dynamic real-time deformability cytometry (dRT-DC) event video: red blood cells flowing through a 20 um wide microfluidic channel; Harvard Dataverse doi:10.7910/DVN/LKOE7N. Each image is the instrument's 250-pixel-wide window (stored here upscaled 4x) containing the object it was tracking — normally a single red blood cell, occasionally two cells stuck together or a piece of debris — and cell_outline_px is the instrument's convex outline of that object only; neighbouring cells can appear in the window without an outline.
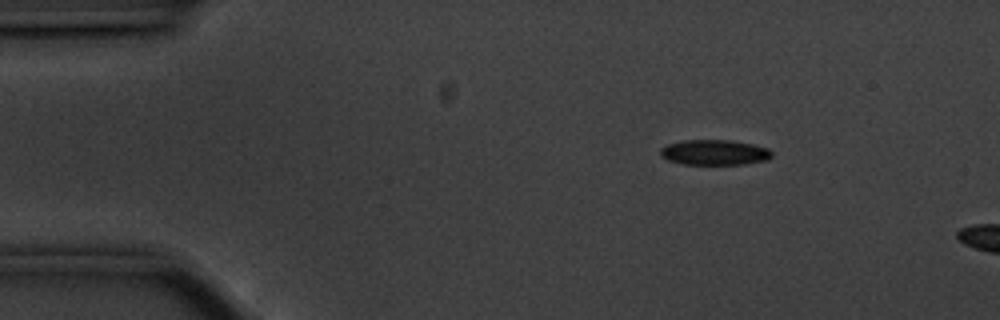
{"species": "common noctule bat (a hibernating species)", "species_latin": "Nyctalus noctula", "temperature_condition": "cold", "stored_images_in_passage": 47, "camera_frame_rate_fps": 3000, "um_per_image_px": 0.085, "animal": {"sex": "male", "body_mass_g": 20.1, "forearm_length_mm": 53.5}, "frame": {"image": 1, "passage_image": 1, "time_ms": 0.0, "image_size_px": [1000, 320], "cell_outline_px": [[772, 156], [768, 160], [744, 164], [680, 164], [668, 160], [660, 156], [660, 148], [668, 144], [684, 140], [732, 140], [752, 144], [768, 148], [772, 152]], "centroid_in_image_um": [60.73, 12.95], "position_along_channel_um": 24.3, "area_um2": 16.53}}
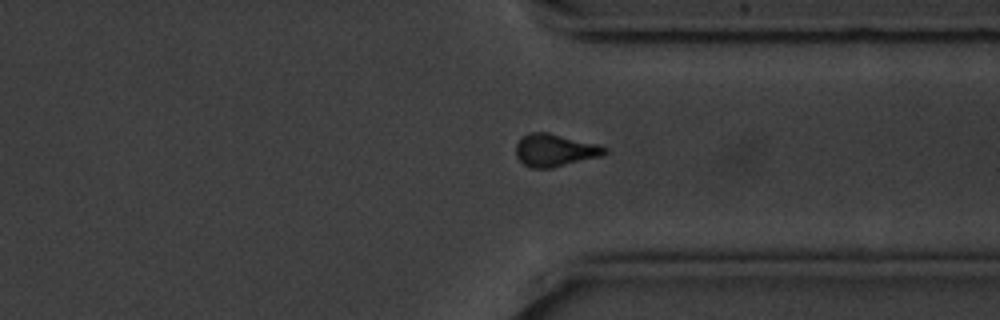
{"frame": {"image": 2, "passage_image": 35, "time_ms": 11.333, "image_size_px": [1000, 320], "cell_outline_px": [[608, 152], [600, 156], [552, 168], [532, 168], [524, 164], [516, 156], [516, 144], [528, 132], [548, 132], [600, 144], [608, 148]], "centroid_in_image_um": [47.19, 12.76], "position_along_channel_um": 364.2, "area_um2": 16.88}}
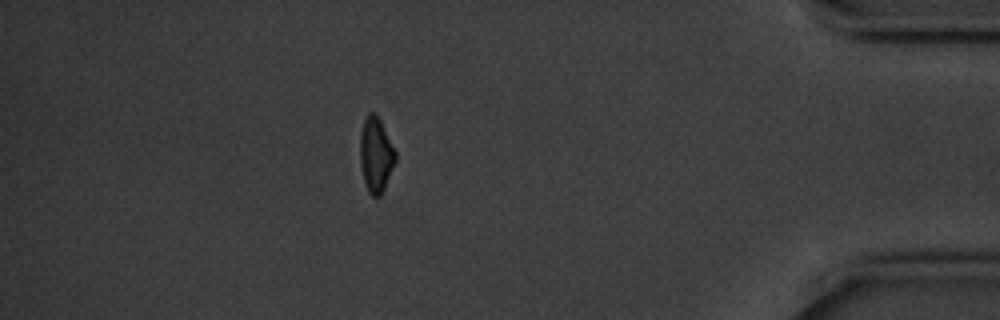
{"frame": {"image": 3, "passage_image": 42, "time_ms": 13.667, "image_size_px": [1000, 320], "cell_outline_px": [[396, 160], [384, 188], [380, 196], [372, 196], [368, 192], [364, 184], [360, 164], [360, 132], [364, 120], [368, 112], [376, 112], [396, 152]], "centroid_in_image_um": [31.93, 13.15], "position_along_channel_um": 403.3, "area_um2": 15.49}}